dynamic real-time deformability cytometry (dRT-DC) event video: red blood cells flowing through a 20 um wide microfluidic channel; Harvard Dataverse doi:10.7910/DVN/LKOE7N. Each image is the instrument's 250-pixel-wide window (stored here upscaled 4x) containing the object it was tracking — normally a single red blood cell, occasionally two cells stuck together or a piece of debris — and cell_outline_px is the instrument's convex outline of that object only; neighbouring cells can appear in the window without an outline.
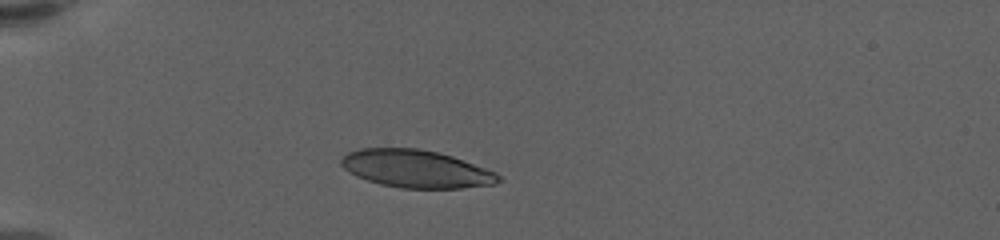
{"species": "human", "species_latin": "Homo sapiens", "temperature_condition": "warm", "stored_images_in_passage": 42, "camera_frame_rate_fps": 3000, "um_per_image_px": 0.085, "donor": {"sex": "female"}, "frame": {"image": 1, "passage_image": 1, "time_ms": 0.0, "image_size_px": [1000, 240], "cell_outline_px": [[500, 180], [492, 184], [460, 188], [400, 188], [380, 184], [356, 176], [348, 172], [340, 164], [340, 160], [348, 152], [360, 148], [416, 148], [436, 152], [452, 156], [496, 172], [500, 176]], "centroid_in_image_um": [35.32, 14.35], "position_along_channel_um": 49.7, "area_um2": 34.33}}
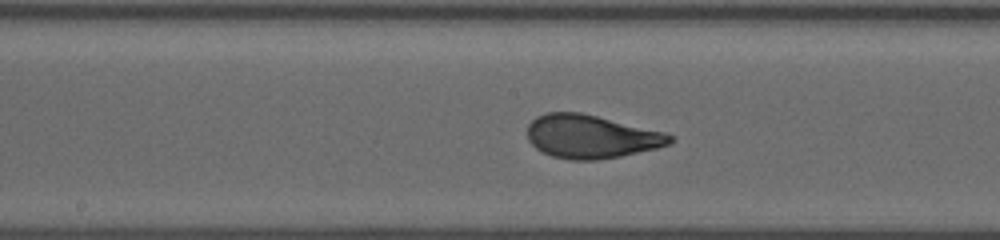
{"frame": {"image": 2, "passage_image": 16, "time_ms": 5.0, "image_size_px": [1000, 240], "cell_outline_px": [[672, 140], [668, 144], [656, 148], [620, 156], [600, 160], [568, 160], [552, 156], [540, 152], [528, 140], [528, 124], [536, 116], [544, 112], [580, 112], [664, 132], [672, 136]], "centroid_in_image_um": [50.18, 11.61], "position_along_channel_um": 198.0, "area_um2": 35.95}}
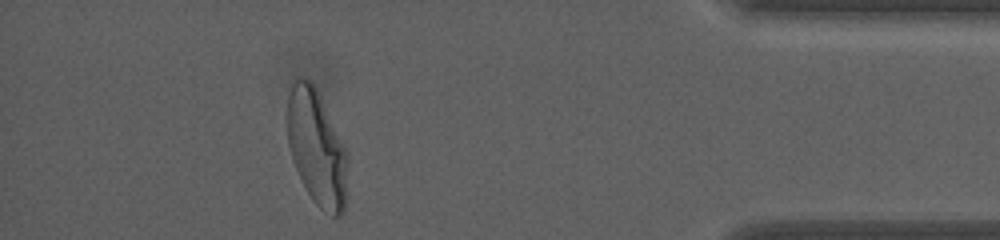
{"frame": {"image": 3, "passage_image": 37, "time_ms": 12.0, "image_size_px": [1000, 240], "cell_outline_px": [[348, 156], [344, 212], [340, 216], [332, 216], [320, 208], [312, 200], [292, 160], [288, 144], [288, 96], [292, 76], [308, 76], [312, 80], [320, 96]], "centroid_in_image_um": [26.9, 12.5], "position_along_channel_um": 408.3, "area_um2": 40.46}, "authors_computed_cell_mechanics": {"area_um2": 36.3273, "velocity_mm_per_s": 3.5605, "shape_relaxation_time_tau1_ms": 4.1584, "shape_relaxation_time_tau2_ms": null, "deformation_change_tau1": 0.1907, "deformation_change_tau2": null}}